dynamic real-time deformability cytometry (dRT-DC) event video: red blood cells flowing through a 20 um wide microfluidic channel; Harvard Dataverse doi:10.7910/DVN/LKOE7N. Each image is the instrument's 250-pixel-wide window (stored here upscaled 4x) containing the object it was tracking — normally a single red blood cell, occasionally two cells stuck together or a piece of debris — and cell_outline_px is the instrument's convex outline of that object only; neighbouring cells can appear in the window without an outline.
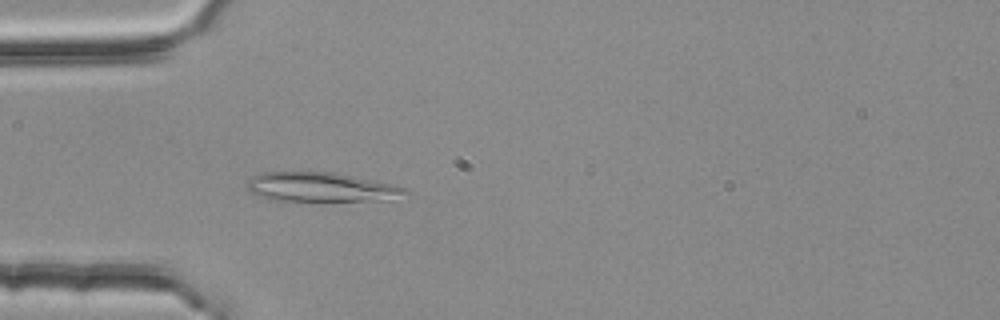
{"species": "common noctule bat (a hibernating species)", "species_latin": "Nyctalus noctula", "temperature_condition": "room temperature", "stored_images_in_passage": 38, "camera_frame_rate_fps": 3000, "um_per_image_px": 0.085, "animal": {"sex": "female", "body_mass_g": 25.1}, "frame": {"image": 1, "passage_image": 2, "time_ms": 0.333, "image_size_px": [1000, 320], "cell_outline_px": [[408, 192], [392, 200], [268, 200], [252, 192], [248, 188], [248, 180], [252, 176], [260, 172], [336, 172], [392, 184], [404, 188]], "centroid_in_image_um": [27.27, 15.89], "position_along_channel_um": 57.7, "area_um2": 26.7}}
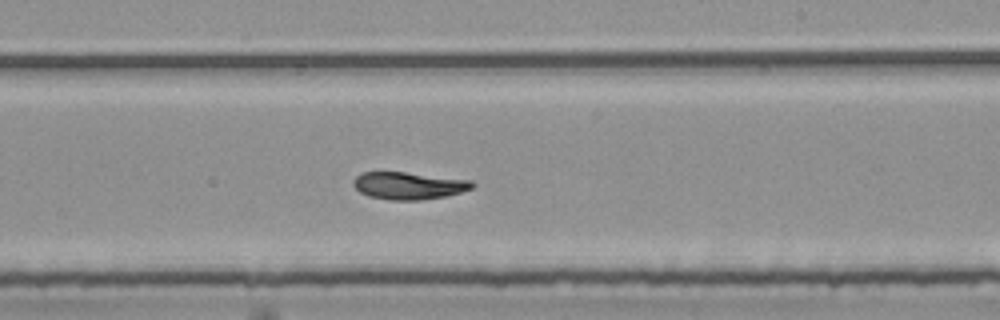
{"frame": {"image": 2, "passage_image": 18, "time_ms": 5.667, "image_size_px": [1000, 320], "cell_outline_px": [[476, 184], [472, 188], [460, 192], [444, 196], [420, 200], [388, 200], [368, 196], [360, 192], [352, 184], [356, 176], [364, 172], [404, 172], [472, 180]], "centroid_in_image_um": [34.73, 15.78], "position_along_channel_um": 254.3, "area_um2": 18.84}}
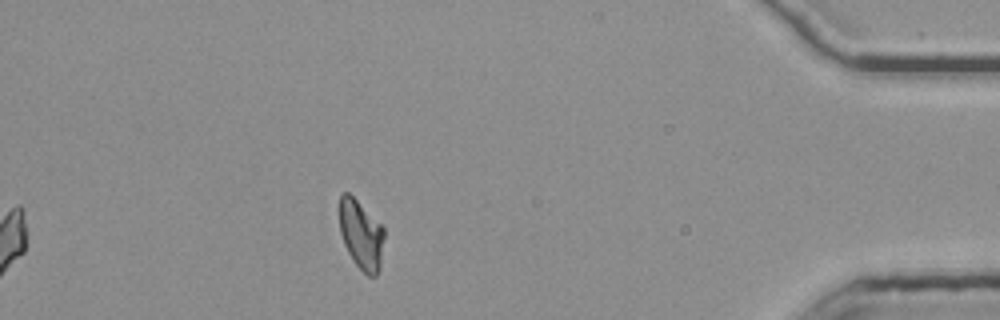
{"frame": {"image": 3, "passage_image": 34, "time_ms": 11.0, "image_size_px": [1000, 320], "cell_outline_px": [[384, 236], [380, 268], [376, 276], [368, 276], [352, 260], [344, 244], [340, 232], [340, 196], [344, 192], [348, 192], [384, 228]], "centroid_in_image_um": [30.7, 19.98], "position_along_channel_um": 404.5, "area_um2": 17.74}, "authors_computed_cell_mechanics": {"area_um2": 18.9873, "velocity_mm_per_s": 3.7815, "shape_relaxation_time_tau1_ms": 5.5225, "shape_relaxation_time_tau2_ms": 2.2134, "deformation_change_tau1": 0.1611, "deformation_change_tau2": 0.0573}}